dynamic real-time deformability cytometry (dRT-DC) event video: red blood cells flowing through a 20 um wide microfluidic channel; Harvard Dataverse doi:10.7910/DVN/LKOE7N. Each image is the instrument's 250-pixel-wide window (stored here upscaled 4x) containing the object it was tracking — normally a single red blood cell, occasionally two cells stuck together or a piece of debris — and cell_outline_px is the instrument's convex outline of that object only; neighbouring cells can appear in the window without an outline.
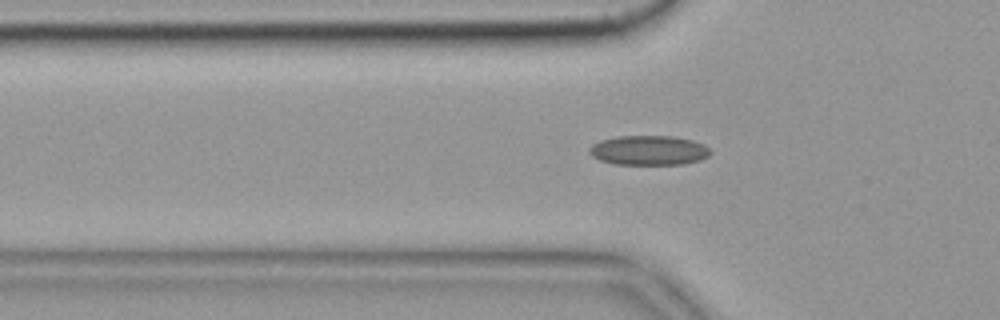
{"species": "common noctule bat (a hibernating species)", "species_latin": "Nyctalus noctula", "temperature_condition": "cold", "stored_images_in_passage": 50, "camera_frame_rate_fps": 3000, "um_per_image_px": 0.085, "animal": {"sex": "female", "body_mass_g": 19.9}, "frame": {"image": 1, "passage_image": 15, "time_ms": 4.667, "image_size_px": [1000, 320], "cell_outline_px": [[712, 152], [708, 156], [700, 160], [684, 164], [612, 164], [600, 160], [592, 156], [588, 152], [588, 148], [592, 144], [600, 140], [616, 136], [672, 136], [692, 140], [704, 144]], "centroid_in_image_um": [55.12, 12.77], "position_along_channel_um": 70.7, "area_um2": 21.04}, "authors_computed_cell_mechanics": {"area_um2": 19.652, "velocity_mm_per_s": 3.5461, "shape_relaxation_time_tau1_ms": 9.5559, "shape_relaxation_time_tau2_ms": 3.0236, "deformation_change_tau1": 0.1347, "deformation_change_tau2": 0.0716}}